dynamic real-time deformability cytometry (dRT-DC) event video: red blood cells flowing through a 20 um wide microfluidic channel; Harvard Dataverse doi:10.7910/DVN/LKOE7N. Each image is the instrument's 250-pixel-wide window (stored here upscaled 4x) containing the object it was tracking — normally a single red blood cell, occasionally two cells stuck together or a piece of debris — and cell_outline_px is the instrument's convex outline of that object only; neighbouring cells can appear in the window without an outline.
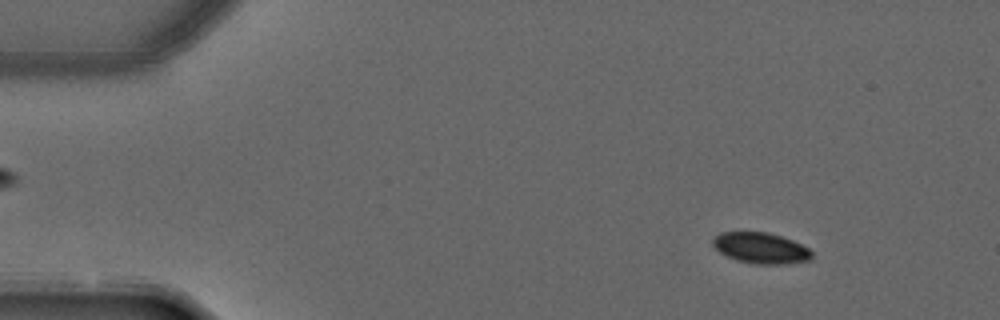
{"species": "common noctule bat (a hibernating species)", "species_latin": "Nyctalus noctula", "temperature_condition": "warm", "stored_images_in_passage": 4, "camera_frame_rate_fps": 3000, "um_per_image_px": 0.085, "animal": {"sex": "male", "forearm_length_mm": 52.5}, "frame": {"image": 1, "passage_image": 1, "time_ms": 0.0, "image_size_px": [1000, 320], "cell_outline_px": [[812, 260], [788, 264], [756, 264], [736, 260], [720, 252], [712, 244], [712, 240], [720, 232], [768, 232], [792, 240], [808, 248], [812, 252]], "centroid_in_image_um": [64.69, 21.09], "position_along_channel_um": 20.3, "area_um2": 17.8}}